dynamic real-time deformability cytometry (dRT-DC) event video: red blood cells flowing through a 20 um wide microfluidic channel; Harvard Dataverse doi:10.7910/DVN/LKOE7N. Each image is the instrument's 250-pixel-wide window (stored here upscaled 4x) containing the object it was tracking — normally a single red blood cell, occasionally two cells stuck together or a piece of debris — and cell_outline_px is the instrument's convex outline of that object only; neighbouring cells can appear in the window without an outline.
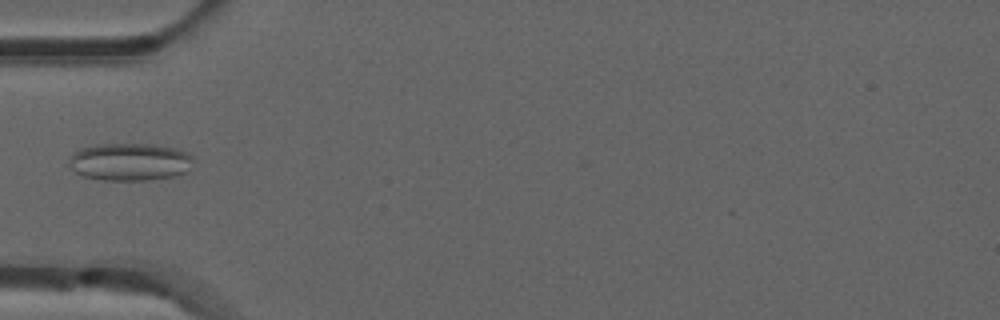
{"species": "common noctule bat (a hibernating species)", "species_latin": "Nyctalus noctula", "temperature_condition": "room temperature", "stored_images_in_passage": 6, "camera_frame_rate_fps": 3000, "um_per_image_px": 0.085, "animal": {"sex": "male", "forearm_length_mm": 52.5}, "frame": {"image": 1, "passage_image": 5, "time_ms": 1.333, "image_size_px": [1000, 320], "cell_outline_px": [[192, 160], [188, 172], [176, 176], [144, 180], [104, 180], [84, 176], [76, 172], [72, 168], [72, 152], [80, 148], [96, 144], [152, 144], [172, 148], [184, 152], [192, 156]], "centroid_in_image_um": [11.05, 13.76], "position_along_channel_um": 74.0, "area_um2": 26.93}}